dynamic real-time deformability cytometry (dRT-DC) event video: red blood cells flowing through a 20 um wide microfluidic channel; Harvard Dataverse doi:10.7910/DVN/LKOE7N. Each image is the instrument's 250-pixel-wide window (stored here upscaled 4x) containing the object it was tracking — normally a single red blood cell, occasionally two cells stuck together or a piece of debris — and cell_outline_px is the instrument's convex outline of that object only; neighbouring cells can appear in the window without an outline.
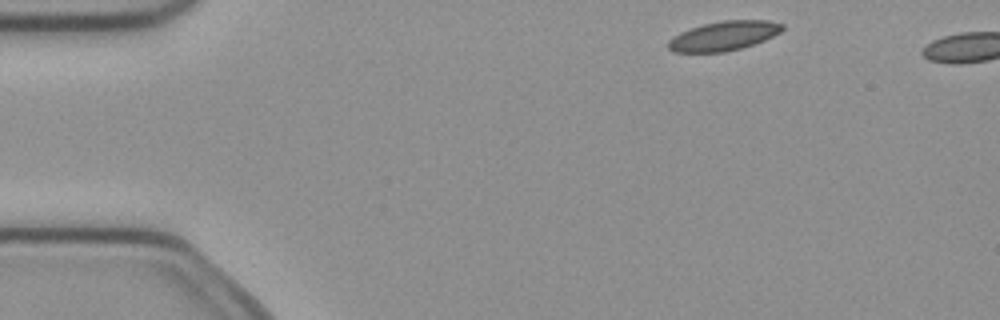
{"species": "common noctule bat (a hibernating species)", "species_latin": "Nyctalus noctula", "temperature_condition": "cold", "stored_images_in_passage": 2, "camera_frame_rate_fps": 3000, "um_per_image_px": 0.085, "animal": {"sex": "female", "body_mass_g": 21.9}, "frame": {"image": 1, "passage_image": 1, "time_ms": 0.0, "image_size_px": [1000, 320], "cell_outline_px": [[784, 28], [780, 32], [764, 40], [740, 48], [724, 52], [672, 52], [668, 48], [668, 40], [680, 32], [704, 24], [724, 20], [768, 20], [784, 24]], "centroid_in_image_um": [61.51, 3.05], "position_along_channel_um": 23.5, "area_um2": 19.36}}